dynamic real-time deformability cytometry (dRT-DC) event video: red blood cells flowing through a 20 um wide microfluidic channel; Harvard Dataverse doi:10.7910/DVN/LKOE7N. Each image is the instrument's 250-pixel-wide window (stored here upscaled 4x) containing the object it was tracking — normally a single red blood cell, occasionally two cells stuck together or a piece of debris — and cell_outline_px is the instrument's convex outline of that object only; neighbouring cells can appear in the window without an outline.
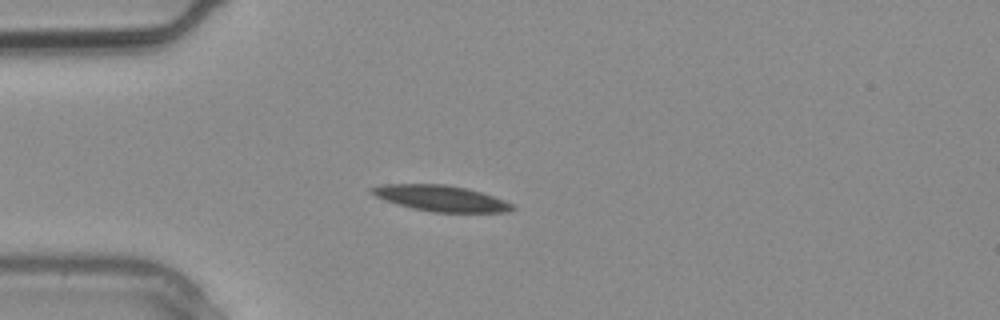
{"species": "common noctule bat (a hibernating species)", "species_latin": "Nyctalus noctula", "temperature_condition": "warm", "stored_images_in_passage": 3, "camera_frame_rate_fps": 3000, "um_per_image_px": 0.085, "animal": {"sex": "male", "body_mass_g": 20.4}, "frame": {"image": 1, "passage_image": 3, "time_ms": 0.667, "image_size_px": [1000, 320], "cell_outline_px": [[516, 208], [508, 212], [432, 212], [412, 208], [376, 196], [368, 192], [368, 188], [380, 184], [444, 184], [468, 188], [516, 204]], "centroid_in_image_um": [37.5, 16.85], "position_along_channel_um": 47.5, "area_um2": 21.21}}